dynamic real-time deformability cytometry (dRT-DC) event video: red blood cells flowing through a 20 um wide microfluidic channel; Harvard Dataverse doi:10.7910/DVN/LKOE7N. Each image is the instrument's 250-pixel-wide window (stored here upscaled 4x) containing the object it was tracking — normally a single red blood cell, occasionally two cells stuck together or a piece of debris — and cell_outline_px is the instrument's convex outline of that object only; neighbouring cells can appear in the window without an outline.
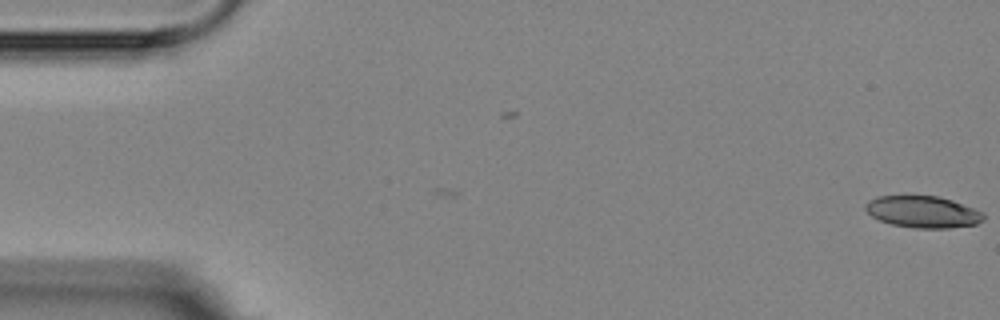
{"species": "Egyptian fruit bat (a non-hibernating species)", "species_latin": "Rousettus aegyptiacus", "temperature_condition": "room temperature", "stored_images_in_passage": 2, "camera_frame_rate_fps": 3000, "um_per_image_px": 0.085, "animal": {"sex": "female"}, "frame": {"image": 1, "passage_image": 2, "time_ms": 1.333, "image_size_px": [1000, 320], "cell_outline_px": [[984, 220], [976, 224], [948, 228], [916, 228], [892, 224], [880, 220], [872, 216], [864, 208], [864, 204], [868, 200], [876, 196], [940, 196], [952, 200], [984, 212]], "centroid_in_image_um": [78.44, 18.0], "position_along_channel_um": 6.6, "area_um2": 21.85}}